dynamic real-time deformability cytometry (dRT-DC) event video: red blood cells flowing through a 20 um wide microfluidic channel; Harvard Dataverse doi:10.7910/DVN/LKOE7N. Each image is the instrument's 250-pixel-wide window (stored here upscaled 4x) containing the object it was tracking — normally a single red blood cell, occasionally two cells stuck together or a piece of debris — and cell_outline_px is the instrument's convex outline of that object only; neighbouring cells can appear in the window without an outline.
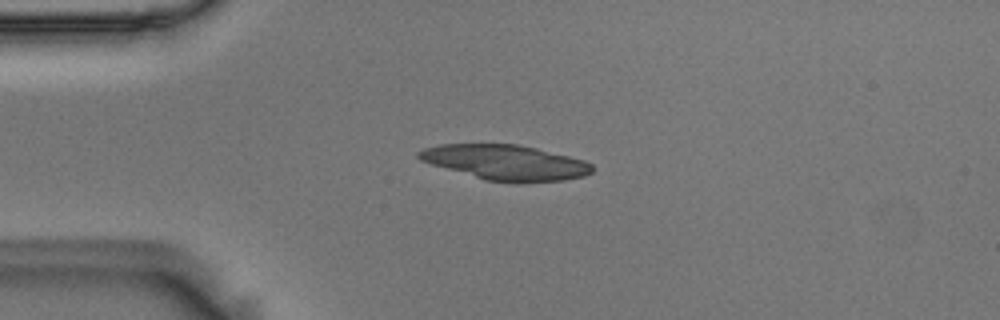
{"species": "Egyptian fruit bat (a non-hibernating species)", "species_latin": "Rousettus aegyptiacus", "temperature_condition": "room temperature", "stored_images_in_passage": 4, "camera_frame_rate_fps": 3000, "um_per_image_px": 0.085, "animal": {"sex": "male"}, "frame": {"image": 1, "passage_image": 3, "time_ms": 0.667, "image_size_px": [1000, 320], "cell_outline_px": [[596, 168], [592, 172], [584, 176], [564, 180], [520, 184], [516, 184], [484, 180], [432, 164], [420, 160], [416, 156], [416, 152], [424, 148], [440, 144], [516, 144], [536, 148], [584, 160], [592, 164]], "centroid_in_image_um": [42.99, 13.83], "position_along_channel_um": 42.0, "area_um2": 35.89}}